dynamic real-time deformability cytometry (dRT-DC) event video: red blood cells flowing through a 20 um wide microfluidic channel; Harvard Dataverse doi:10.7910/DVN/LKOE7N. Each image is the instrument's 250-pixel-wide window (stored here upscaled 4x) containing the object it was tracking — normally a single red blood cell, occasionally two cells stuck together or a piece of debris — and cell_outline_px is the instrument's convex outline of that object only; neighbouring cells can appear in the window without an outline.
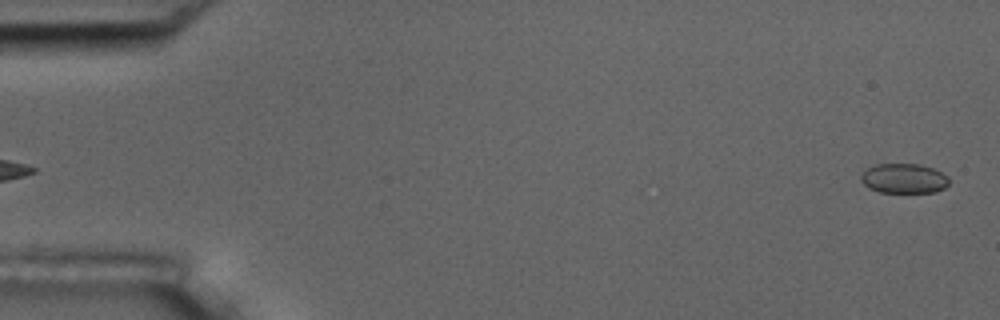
{"species": "common noctule bat (a hibernating species)", "species_latin": "Nyctalus noctula", "temperature_condition": "room temperature", "stored_images_in_passage": 6, "segment_of_instrument_passage": [2, 2], "camera_frame_rate_fps": 3000, "um_per_image_px": 0.085, "animal": {"sex": "male", "body_mass_g": 17.5, "forearm_length_mm": 52.3}, "frame": {"image": 1, "passage_image": 6, "time_ms": 5.667, "image_size_px": [1000, 320], "cell_outline_px": [[948, 184], [944, 188], [936, 192], [880, 192], [868, 188], [860, 180], [860, 176], [868, 168], [876, 164], [920, 164], [932, 168], [948, 176]], "centroid_in_image_um": [76.82, 15.17], "position_along_channel_um": 8.2, "area_um2": 15.2}}